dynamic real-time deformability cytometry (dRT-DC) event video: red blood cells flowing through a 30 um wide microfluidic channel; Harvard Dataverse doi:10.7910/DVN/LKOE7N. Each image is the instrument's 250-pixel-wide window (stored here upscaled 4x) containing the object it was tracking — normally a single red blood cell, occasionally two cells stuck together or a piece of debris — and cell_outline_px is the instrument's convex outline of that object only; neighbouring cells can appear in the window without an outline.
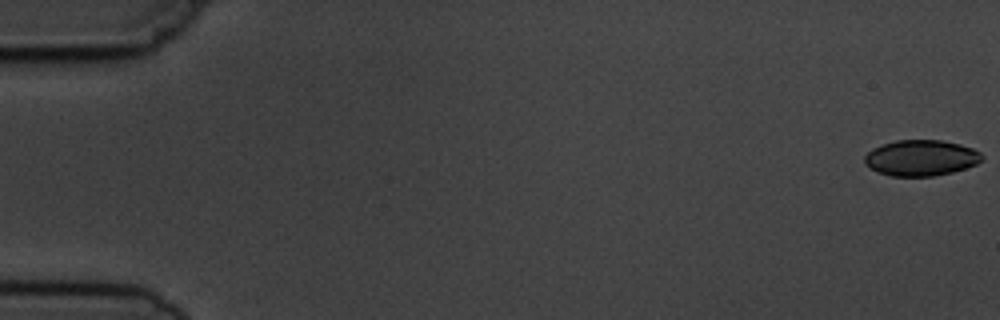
{"species": "common noctule bat (a hibernating species)", "species_latin": "Nyctalus noctula", "temperature_condition": "cold", "stored_images_in_passage": 7, "camera_frame_rate_fps": 3000, "um_per_image_px": 0.085, "animal": {"sex": "male", "body_mass_g": 19.5, "forearm_length_mm": 54.6}, "frame": {"image": 1, "passage_image": 1, "time_ms": 0.0, "image_size_px": [1000, 320], "cell_outline_px": [[984, 160], [976, 164], [952, 172], [932, 176], [892, 176], [876, 172], [868, 168], [864, 164], [864, 156], [872, 148], [896, 140], [940, 140], [960, 144], [972, 148], [980, 152], [984, 156]], "centroid_in_image_um": [78.27, 13.42], "position_along_channel_um": 6.7, "area_um2": 24.68}}
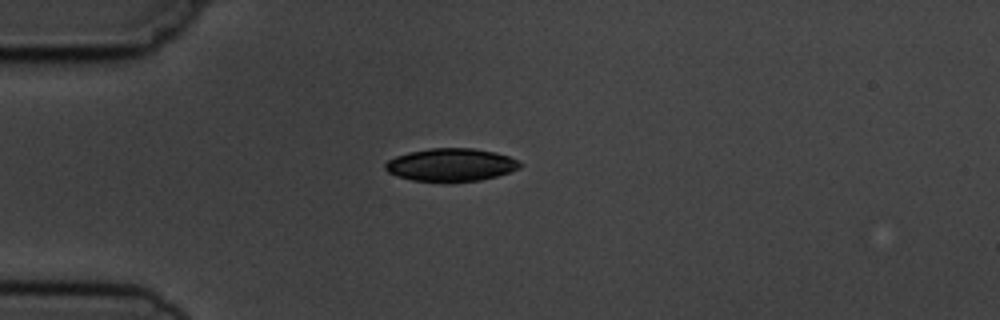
{"frame": {"image": 2, "passage_image": 5, "time_ms": 4.667, "image_size_px": [1000, 320], "cell_outline_px": [[524, 164], [520, 168], [496, 176], [480, 180], [412, 180], [396, 176], [388, 172], [384, 168], [384, 164], [388, 160], [396, 156], [408, 152], [432, 148], [472, 148], [496, 152], [508, 156]], "centroid_in_image_um": [38.32, 13.98], "position_along_channel_um": 46.7, "area_um2": 25.37}}
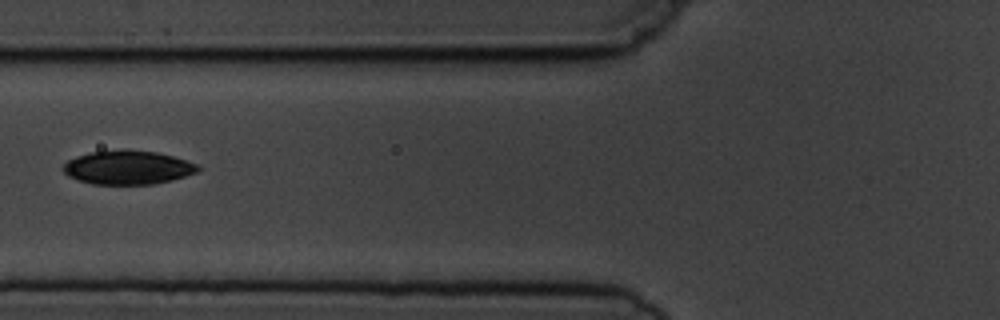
{"frame": {"image": 3, "passage_image": 7, "time_ms": 7.0, "image_size_px": [1000, 320], "cell_outline_px": [[200, 168], [196, 172], [172, 180], [152, 184], [92, 184], [68, 176], [60, 168], [68, 160], [76, 156], [92, 152], [156, 152], [172, 156], [200, 164]], "centroid_in_image_um": [10.86, 14.27], "position_along_channel_um": 114.9, "area_um2": 25.78}}